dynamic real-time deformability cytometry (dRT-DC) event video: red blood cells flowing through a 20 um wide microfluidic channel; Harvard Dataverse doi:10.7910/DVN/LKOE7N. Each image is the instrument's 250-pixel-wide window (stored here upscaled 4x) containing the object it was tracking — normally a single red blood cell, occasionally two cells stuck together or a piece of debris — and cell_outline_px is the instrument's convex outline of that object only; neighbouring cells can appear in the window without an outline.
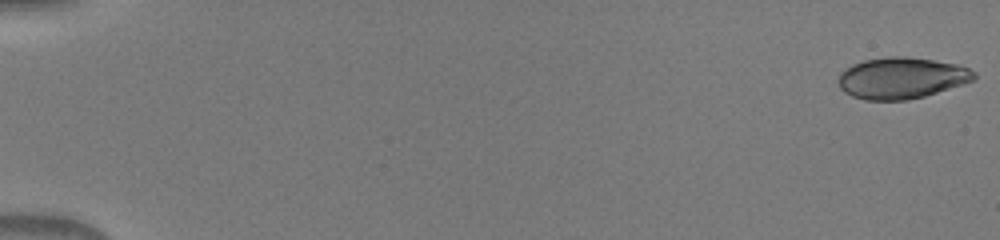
{"species": "human", "species_latin": "Homo sapiens", "temperature_condition": "warm", "stored_images_in_passage": 51, "camera_frame_rate_fps": 3000, "um_per_image_px": 0.085, "donor": {"sex": "male"}, "frame": {"image": 1, "passage_image": 1, "time_ms": 0.0, "image_size_px": [1000, 240], "cell_outline_px": [[976, 76], [972, 80], [924, 96], [908, 100], [864, 100], [852, 96], [844, 92], [840, 88], [836, 80], [840, 72], [852, 64], [864, 60], [888, 56], [904, 56], [960, 64], [976, 72]], "centroid_in_image_um": [76.57, 6.62], "position_along_channel_um": 8.4, "area_um2": 32.71}}
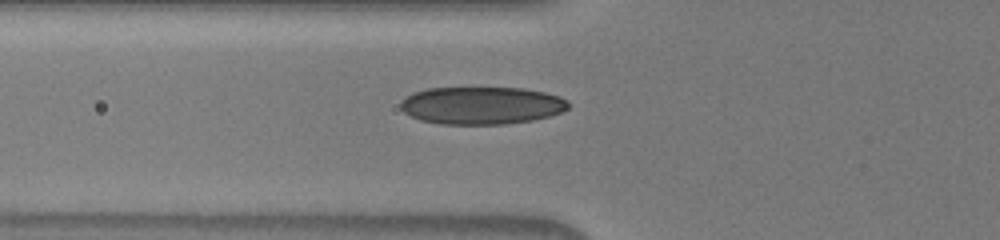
{"frame": {"image": 2, "passage_image": 20, "time_ms": 6.333, "image_size_px": [1000, 240], "cell_outline_px": [[568, 108], [560, 112], [548, 116], [532, 120], [504, 124], [440, 124], [420, 120], [404, 112], [400, 108], [400, 100], [404, 96], [412, 92], [428, 88], [524, 88], [544, 92], [560, 96], [568, 100]], "centroid_in_image_um": [40.89, 8.96], "position_along_channel_um": 84.9, "area_um2": 36.88}}
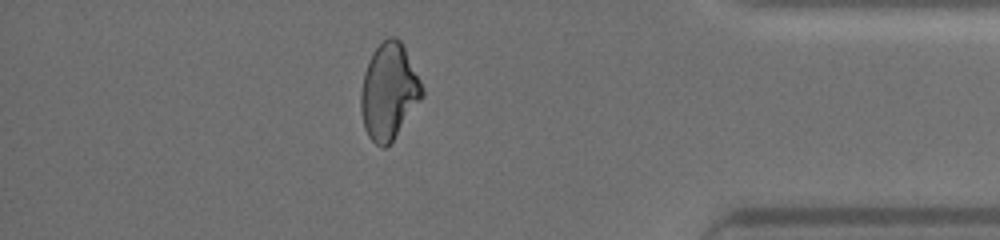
{"frame": {"image": 3, "passage_image": 45, "time_ms": 14.667, "image_size_px": [1000, 240], "cell_outline_px": [[424, 96], [392, 140], [384, 148], [376, 144], [368, 136], [364, 128], [360, 108], [360, 92], [364, 72], [372, 52], [388, 36], [396, 36], [400, 40], [424, 88]], "centroid_in_image_um": [33.04, 7.77], "position_along_channel_um": 402.2, "area_um2": 34.04}}